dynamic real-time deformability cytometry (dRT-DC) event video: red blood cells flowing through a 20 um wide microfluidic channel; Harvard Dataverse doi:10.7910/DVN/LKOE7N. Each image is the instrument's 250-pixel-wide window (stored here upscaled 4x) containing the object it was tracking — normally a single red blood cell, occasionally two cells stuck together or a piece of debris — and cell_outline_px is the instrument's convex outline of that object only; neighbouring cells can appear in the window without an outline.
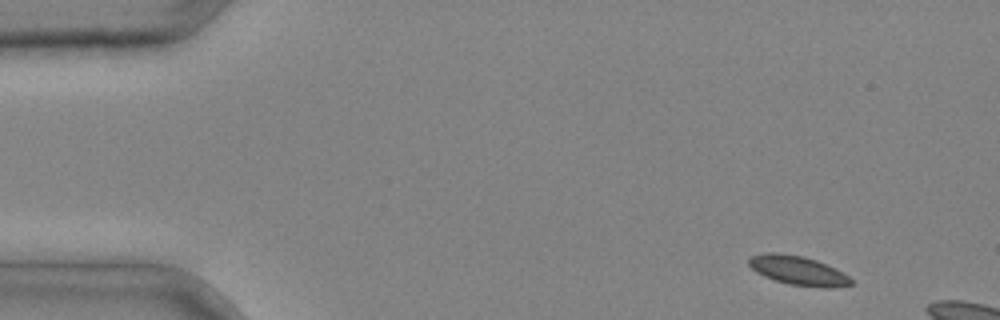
{"species": "common noctule bat (a hibernating species)", "species_latin": "Nyctalus noctula", "temperature_condition": "cold", "stored_images_in_passage": 3, "camera_frame_rate_fps": 3000, "um_per_image_px": 0.085, "animal": {"sex": "male", "body_mass_g": 20.4}, "frame": {"image": 1, "passage_image": 1, "time_ms": 0.0, "image_size_px": [1000, 320], "cell_outline_px": [[856, 284], [832, 288], [824, 288], [788, 284], [764, 276], [756, 272], [748, 264], [748, 260], [752, 256], [764, 252], [776, 252], [804, 256], [816, 260], [836, 268], [848, 276]], "centroid_in_image_um": [67.86, 22.99], "position_along_channel_um": 17.1, "area_um2": 17.51}}